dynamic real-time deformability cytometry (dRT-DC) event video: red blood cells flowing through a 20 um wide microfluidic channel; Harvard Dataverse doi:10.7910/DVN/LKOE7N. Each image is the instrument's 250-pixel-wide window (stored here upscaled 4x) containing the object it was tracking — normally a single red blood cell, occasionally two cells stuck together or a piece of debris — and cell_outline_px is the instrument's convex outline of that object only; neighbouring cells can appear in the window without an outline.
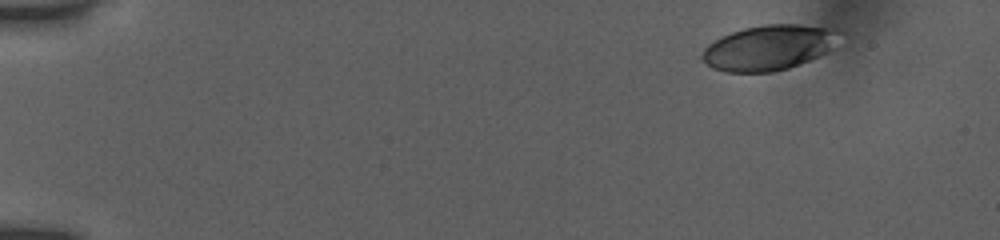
{"species": "human", "species_latin": "Homo sapiens", "temperature_condition": "room temperature", "stored_images_in_passage": 49, "camera_frame_rate_fps": 3000, "um_per_image_px": 0.085, "donor": {"sex": "female"}, "frame": {"image": 1, "passage_image": 1, "time_ms": 0.0, "image_size_px": [1000, 240], "cell_outline_px": [[848, 32], [828, 52], [788, 68], [772, 72], [728, 72], [712, 68], [700, 60], [700, 56], [704, 48], [708, 44], [720, 36], [744, 28], [764, 24], [796, 24], [840, 28]], "centroid_in_image_um": [65.42, 4.02], "position_along_channel_um": 19.6, "area_um2": 36.88}}
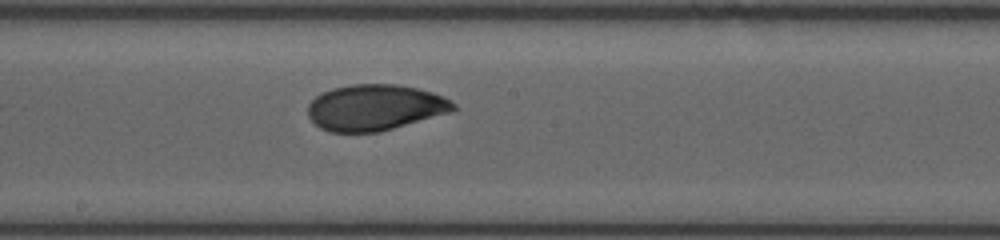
{"frame": {"image": 2, "passage_image": 26, "time_ms": 8.333, "image_size_px": [1000, 240], "cell_outline_px": [[456, 108], [452, 112], [380, 132], [328, 132], [320, 128], [308, 116], [308, 104], [316, 96], [332, 88], [352, 84], [400, 84], [432, 92], [444, 96], [452, 100], [456, 104]], "centroid_in_image_um": [31.9, 9.14], "position_along_channel_um": 216.3, "area_um2": 39.25}}
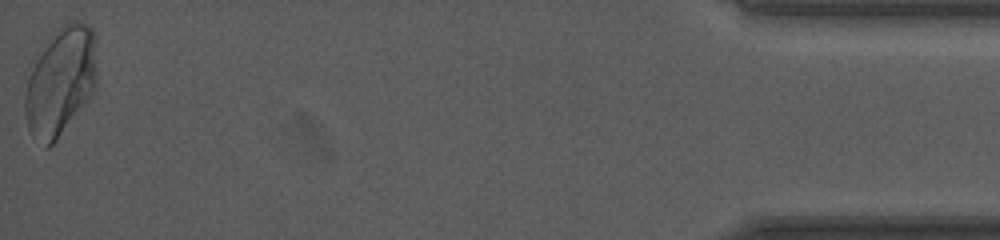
{"frame": {"image": 3, "passage_image": 49, "time_ms": 16.0, "image_size_px": [1000, 240], "cell_outline_px": [[96, 88], [84, 104], [56, 140], [48, 148], [44, 148], [32, 136], [28, 128], [24, 116], [24, 96], [28, 76], [48, 36], [52, 32], [68, 20], [76, 20], [88, 24], [92, 28], [96, 76]], "centroid_in_image_um": [5.1, 6.91], "position_along_channel_um": 430.1, "area_um2": 45.37}, "authors_computed_cell_mechanics": {"area_um2": 39.2462, "velocity_mm_per_s": 3.8786, "shape_relaxation_time_tau1_ms": 4.8975, "shape_relaxation_time_tau2_ms": 1.7456, "deformation_change_tau1": 0.1244, "deformation_change_tau2": 0.058}}